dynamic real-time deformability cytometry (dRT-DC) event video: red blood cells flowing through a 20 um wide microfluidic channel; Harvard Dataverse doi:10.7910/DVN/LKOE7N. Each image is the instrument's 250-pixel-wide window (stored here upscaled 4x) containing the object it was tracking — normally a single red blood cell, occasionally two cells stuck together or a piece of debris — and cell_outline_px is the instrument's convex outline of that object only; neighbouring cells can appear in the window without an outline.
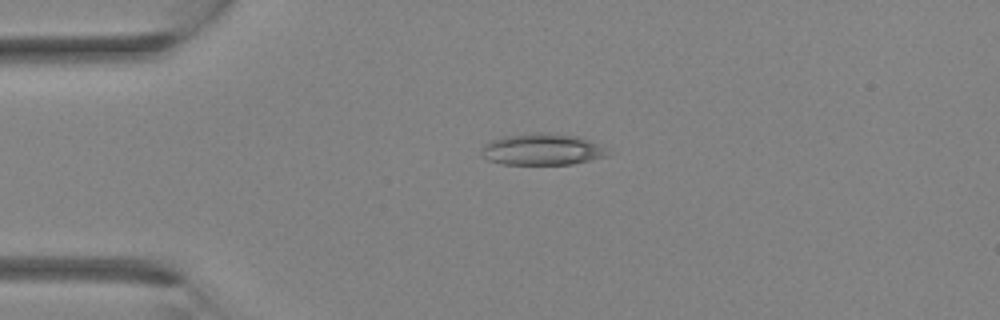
{"species": "Egyptian fruit bat (a non-hibernating species)", "species_latin": "Rousettus aegyptiacus", "temperature_condition": "room temperature", "stored_images_in_passage": 3, "camera_frame_rate_fps": 3000, "um_per_image_px": 0.085, "animal": {"sex": "female"}, "frame": {"image": 1, "passage_image": 3, "time_ms": 0.667, "image_size_px": [1000, 320], "cell_outline_px": [[612, 152], [604, 156], [572, 164], [500, 164], [488, 160], [480, 152], [484, 144], [492, 140], [504, 136], [540, 132], [544, 132], [580, 136]], "centroid_in_image_um": [46.05, 12.69], "position_along_channel_um": 38.9, "area_um2": 23.0}}